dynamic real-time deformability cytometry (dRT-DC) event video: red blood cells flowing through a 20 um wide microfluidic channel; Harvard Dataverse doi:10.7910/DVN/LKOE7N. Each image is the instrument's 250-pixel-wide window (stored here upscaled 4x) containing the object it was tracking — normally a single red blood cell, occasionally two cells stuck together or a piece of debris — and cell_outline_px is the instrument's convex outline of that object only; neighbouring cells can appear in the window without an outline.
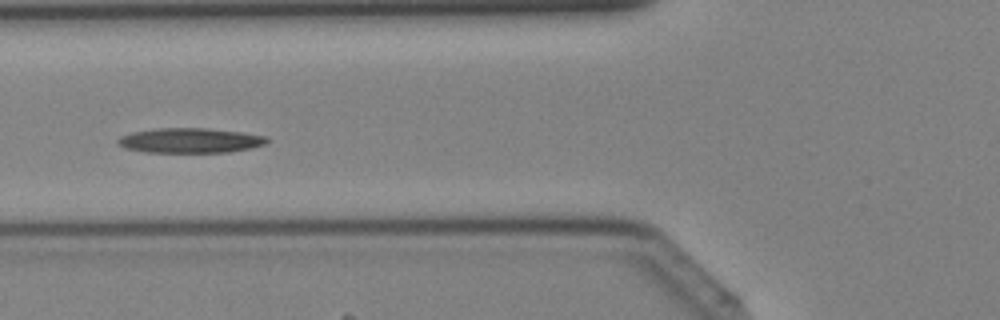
{"species": "Egyptian fruit bat (a non-hibernating species)", "species_latin": "Rousettus aegyptiacus", "temperature_condition": "cold", "stored_images_in_passage": 12, "camera_frame_rate_fps": 3000, "um_per_image_px": 0.085, "animal": {"sex": "female"}, "frame": {"image": 1, "passage_image": 7, "time_ms": 2.0, "image_size_px": [1000, 320], "cell_outline_px": [[268, 140], [264, 144], [252, 148], [228, 152], [144, 152], [124, 148], [116, 144], [116, 140], [120, 136], [132, 132], [160, 128], [208, 128], [240, 132], [268, 136]], "centroid_in_image_um": [16.13, 11.94], "position_along_channel_um": 109.7, "area_um2": 21.68}}
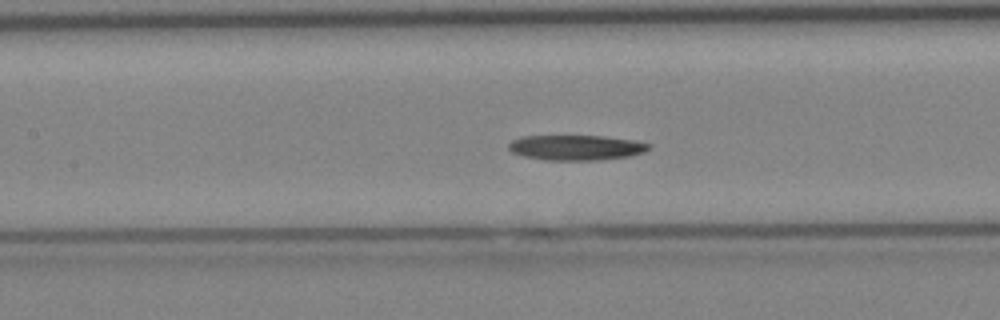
{"frame": {"image": 2, "passage_image": 10, "time_ms": 3.0, "image_size_px": [1000, 320], "cell_outline_px": [[652, 144], [644, 152], [632, 156], [600, 160], [544, 160], [524, 156], [512, 152], [508, 148], [508, 144], [512, 140], [520, 136], [604, 136], [632, 140]], "centroid_in_image_um": [48.96, 12.55], "position_along_channel_um": 158.4, "area_um2": 20.63}}